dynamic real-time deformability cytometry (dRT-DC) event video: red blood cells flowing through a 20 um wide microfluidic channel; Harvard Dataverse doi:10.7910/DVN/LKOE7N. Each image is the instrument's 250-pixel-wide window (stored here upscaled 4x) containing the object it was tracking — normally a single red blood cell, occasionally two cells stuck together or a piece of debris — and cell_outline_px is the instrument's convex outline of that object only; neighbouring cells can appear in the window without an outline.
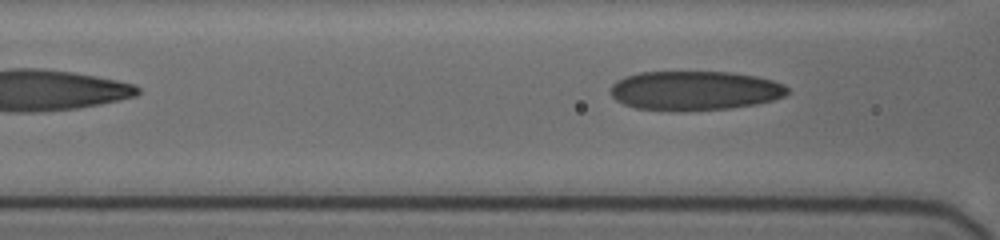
{"species": "human", "species_latin": "Homo sapiens", "temperature_condition": "cold", "stored_images_in_passage": 13, "segment_of_instrument_passage": [2, 2], "camera_frame_rate_fps": 3000, "um_per_image_px": 0.085, "donor": {"sex": "female"}, "frame": {"image": 1, "passage_image": 13, "time_ms": 8.333, "image_size_px": [1000, 240], "cell_outline_px": [[788, 92], [784, 96], [772, 100], [756, 104], [732, 108], [684, 112], [668, 112], [636, 108], [624, 104], [616, 100], [612, 96], [612, 84], [616, 80], [624, 76], [640, 72], [732, 72], [756, 76], [772, 80], [784, 84], [788, 88]], "centroid_in_image_um": [59.03, 7.72], "position_along_channel_um": 107.6, "area_um2": 41.1}}